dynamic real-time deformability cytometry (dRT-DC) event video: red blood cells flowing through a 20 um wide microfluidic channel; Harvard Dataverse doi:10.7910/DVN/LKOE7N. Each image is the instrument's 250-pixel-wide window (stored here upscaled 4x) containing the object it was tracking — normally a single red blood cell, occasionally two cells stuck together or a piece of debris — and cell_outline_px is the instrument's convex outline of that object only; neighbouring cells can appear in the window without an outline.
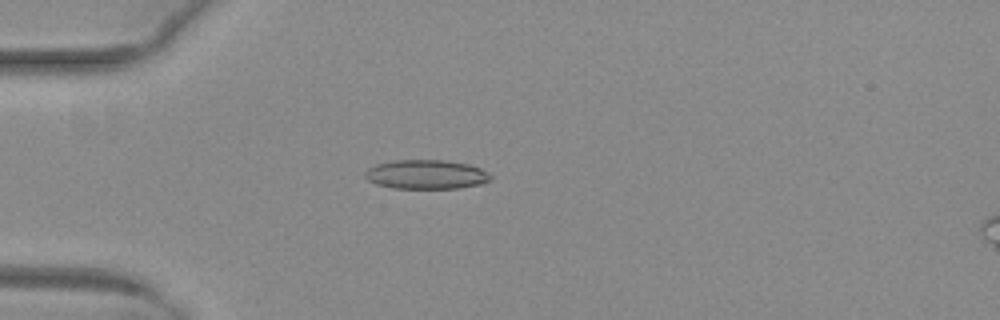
{"species": "common noctule bat (a hibernating species)", "species_latin": "Nyctalus noctula", "temperature_condition": "warm", "stored_images_in_passage": 53, "camera_frame_rate_fps": 3000, "um_per_image_px": 0.085, "animal": {"sex": "female", "body_mass_g": 29.2, "forearm_length_mm": 56.3}, "frame": {"image": 1, "passage_image": 16, "time_ms": 5.0, "image_size_px": [1000, 320], "cell_outline_px": [[492, 180], [484, 184], [460, 188], [392, 188], [376, 184], [368, 180], [364, 176], [364, 172], [368, 168], [376, 164], [396, 160], [448, 160], [468, 164], [480, 168], [488, 172], [492, 176]], "centroid_in_image_um": [36.26, 14.83], "position_along_channel_um": 48.7, "area_um2": 21.62}}
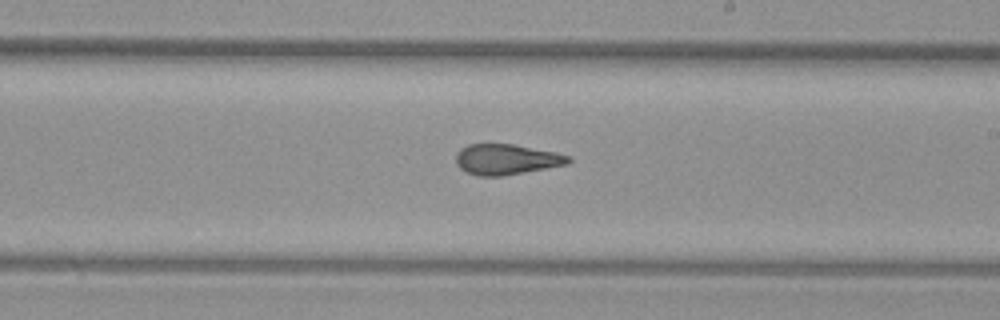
{"frame": {"image": 2, "passage_image": 32, "time_ms": 10.333, "image_size_px": [1000, 320], "cell_outline_px": [[572, 160], [568, 164], [504, 176], [476, 176], [464, 172], [456, 164], [456, 152], [460, 148], [468, 144], [512, 144], [556, 152], [572, 156]], "centroid_in_image_um": [43.03, 13.55], "position_along_channel_um": 246.0, "area_um2": 20.29}}
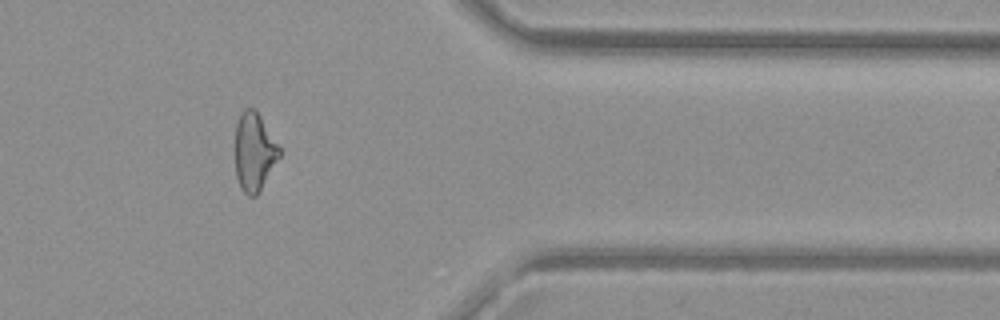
{"frame": {"image": 3, "passage_image": 44, "time_ms": 14.333, "image_size_px": [1000, 320], "cell_outline_px": [[280, 156], [260, 192], [256, 196], [248, 196], [240, 188], [236, 176], [236, 124], [244, 108], [256, 108], [280, 148]], "centroid_in_image_um": [21.62, 12.92], "position_along_channel_um": 389.8, "area_um2": 20.17}, "authors_computed_cell_mechanics": {"area_um2": 20.9236, "velocity_mm_per_s": 4.0318, "shape_relaxation_time_tau1_ms": null, "shape_relaxation_time_tau2_ms": 1.4024, "deformation_change_tau1": null, "deformation_change_tau2": 0.0891}}